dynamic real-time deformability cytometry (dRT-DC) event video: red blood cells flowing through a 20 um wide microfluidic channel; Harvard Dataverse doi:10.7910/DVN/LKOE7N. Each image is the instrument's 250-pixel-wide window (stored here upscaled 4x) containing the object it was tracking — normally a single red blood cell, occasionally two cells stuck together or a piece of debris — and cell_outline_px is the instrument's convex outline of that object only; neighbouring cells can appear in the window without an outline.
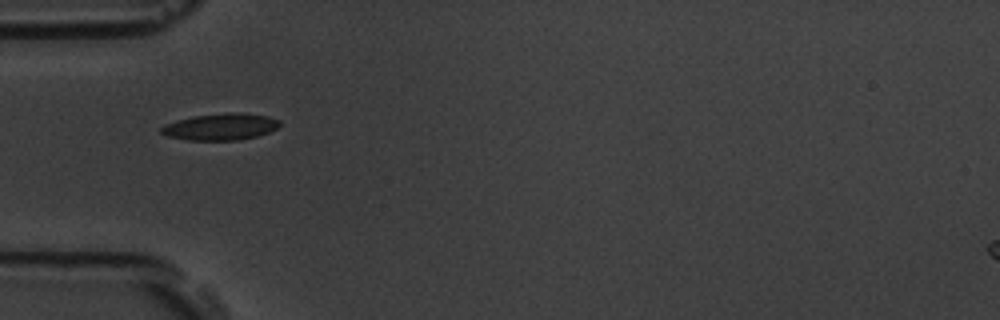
{"species": "common noctule bat (a hibernating species)", "species_latin": "Nyctalus noctula", "temperature_condition": "room temperature", "stored_images_in_passage": 39, "camera_frame_rate_fps": 3000, "um_per_image_px": 0.085, "animal": {"sex": "male", "body_mass_g": 19.5, "forearm_length_mm": 54.6}, "frame": {"image": 1, "passage_image": 1, "time_ms": 0.0, "image_size_px": [1000, 320], "cell_outline_px": [[280, 124], [276, 128], [268, 132], [256, 136], [236, 140], [188, 140], [168, 136], [160, 132], [160, 128], [164, 124], [176, 120], [192, 116], [228, 112], [244, 112], [268, 116], [280, 120]], "centroid_in_image_um": [18.73, 10.76], "position_along_channel_um": 66.3, "area_um2": 18.5}}
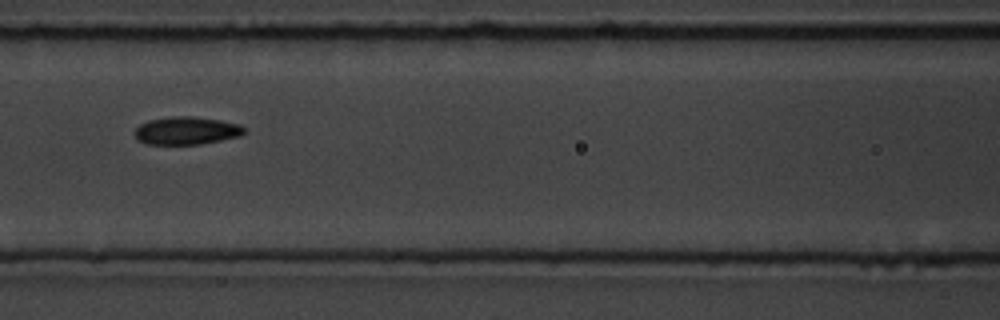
{"frame": {"image": 2, "passage_image": 8, "time_ms": 2.333, "image_size_px": [1000, 320], "cell_outline_px": [[244, 132], [240, 136], [200, 144], [144, 144], [136, 136], [136, 128], [140, 124], [148, 120], [172, 116], [192, 116], [220, 120], [240, 124], [244, 128]], "centroid_in_image_um": [15.85, 11.1], "position_along_channel_um": 150.7, "area_um2": 17.63}}
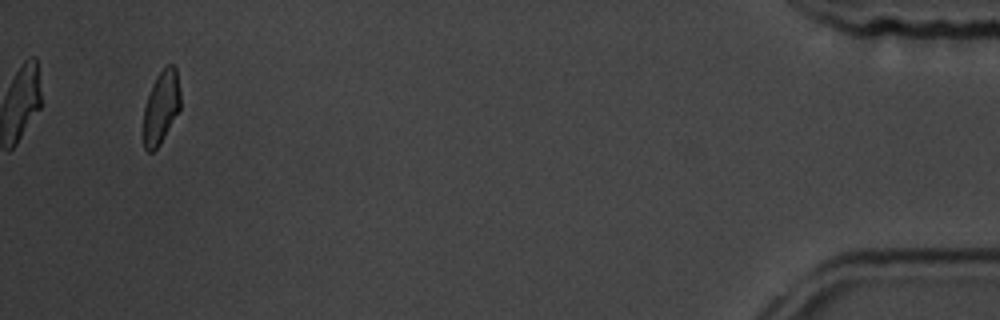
{"frame": {"image": 3, "passage_image": 37, "time_ms": 12.0, "image_size_px": [1000, 320], "cell_outline_px": [[180, 108], [160, 144], [152, 152], [148, 152], [144, 148], [144, 108], [152, 84], [156, 76], [168, 64], [172, 64], [176, 68], [180, 92]], "centroid_in_image_um": [13.7, 9.1], "position_along_channel_um": 421.5, "area_um2": 15.49}, "authors_computed_cell_mechanics": {"area_um2": 17.1666, "velocity_mm_per_s": 3.6386, "shape_relaxation_time_tau1_ms": 2.7852, "shape_relaxation_time_tau2_ms": 3.883, "deformation_change_tau1": 0.114, "deformation_change_tau2": 0.1013}}